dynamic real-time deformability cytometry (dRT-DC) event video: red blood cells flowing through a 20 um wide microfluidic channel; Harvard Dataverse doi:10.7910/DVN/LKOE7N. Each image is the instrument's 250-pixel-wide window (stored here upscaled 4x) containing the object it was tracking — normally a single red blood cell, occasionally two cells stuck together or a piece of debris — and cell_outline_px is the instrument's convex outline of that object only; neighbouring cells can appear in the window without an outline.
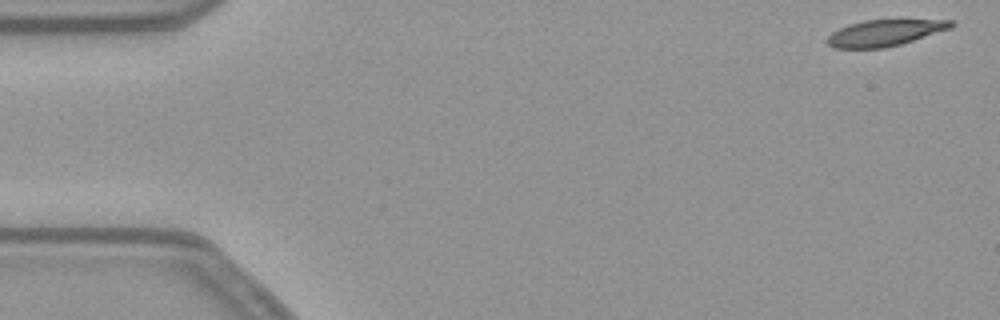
{"species": "common noctule bat (a hibernating species)", "species_latin": "Nyctalus noctula", "temperature_condition": "warm", "stored_images_in_passage": 10, "camera_frame_rate_fps": 3000, "um_per_image_px": 0.085, "animal": {"sex": "female", "body_mass_g": 21.9}, "frame": {"image": 1, "passage_image": 1, "time_ms": 0.0, "image_size_px": [1000, 320], "cell_outline_px": [[956, 24], [952, 28], [900, 44], [884, 48], [836, 48], [828, 44], [824, 40], [832, 32], [848, 24], [864, 20], [956, 20]], "centroid_in_image_um": [75.21, 2.79], "position_along_channel_um": 9.8, "area_um2": 18.96}}